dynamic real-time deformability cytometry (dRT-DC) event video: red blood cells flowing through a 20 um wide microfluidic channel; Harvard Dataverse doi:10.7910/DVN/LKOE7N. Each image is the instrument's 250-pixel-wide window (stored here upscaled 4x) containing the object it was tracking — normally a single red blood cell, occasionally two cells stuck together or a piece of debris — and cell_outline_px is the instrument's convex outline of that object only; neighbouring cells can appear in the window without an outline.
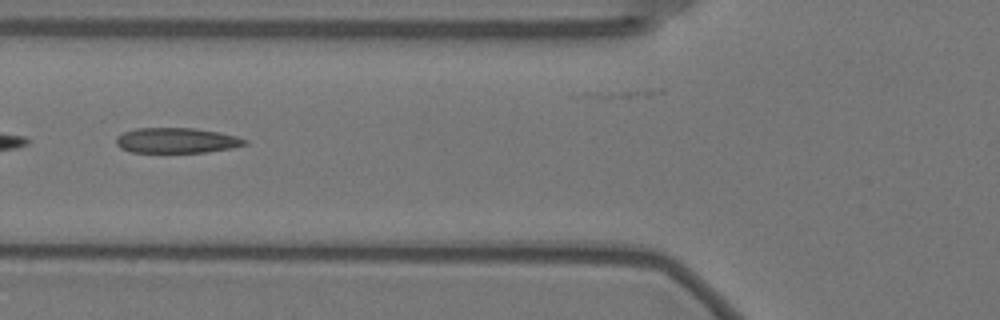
{"species": "Egyptian fruit bat (a non-hibernating species)", "species_latin": "Rousettus aegyptiacus", "temperature_condition": "warm", "stored_images_in_passage": 44, "camera_frame_rate_fps": 3000, "um_per_image_px": 0.085, "animal": {"sex": "female"}, "frame": {"image": 1, "passage_image": 8, "time_ms": 2.333, "image_size_px": [1000, 320], "cell_outline_px": [[248, 144], [232, 148], [208, 152], [132, 152], [120, 148], [116, 144], [116, 136], [124, 132], [136, 128], [192, 128], [220, 132], [236, 136], [248, 140]], "centroid_in_image_um": [15.02, 11.94], "position_along_channel_um": 110.8, "area_um2": 19.02}}
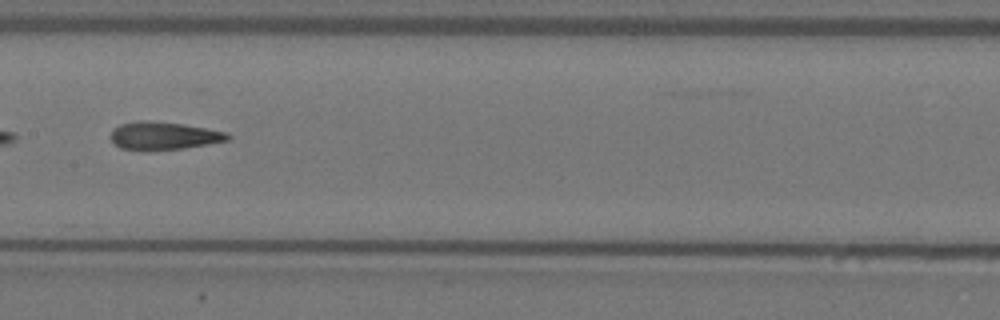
{"frame": {"image": 2, "passage_image": 15, "time_ms": 4.667, "image_size_px": [1000, 320], "cell_outline_px": [[232, 136], [228, 140], [184, 148], [120, 148], [112, 144], [108, 136], [112, 128], [120, 124], [136, 120], [148, 120], [184, 124], [228, 132]], "centroid_in_image_um": [13.87, 11.49], "position_along_channel_um": 193.5, "area_um2": 18.79}}
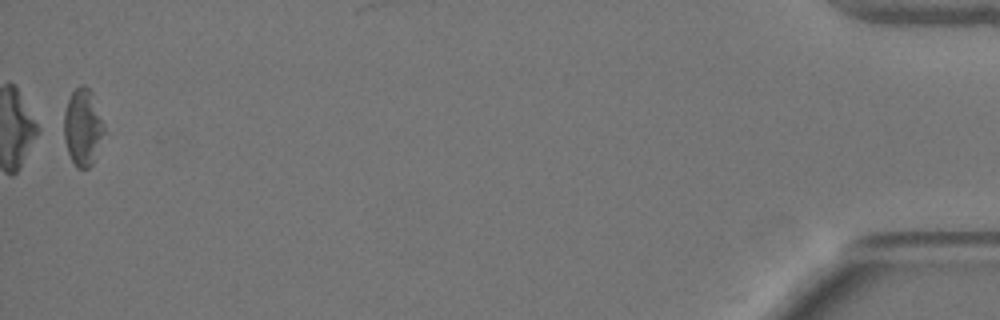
{"frame": {"image": 3, "passage_image": 43, "time_ms": 14.0, "image_size_px": [1000, 320], "cell_outline_px": [[104, 132], [92, 164], [88, 168], [76, 168], [68, 152], [64, 140], [64, 112], [68, 100], [72, 92], [80, 84], [84, 84], [92, 92], [104, 124]], "centroid_in_image_um": [7.02, 10.8], "position_along_channel_um": 428.2, "area_um2": 17.86}, "authors_computed_cell_mechanics": {"area_um2": 19.2185, "velocity_mm_per_s": 3.5206, "shape_relaxation_time_tau1_ms": null, "shape_relaxation_time_tau2_ms": 3.5985, "deformation_change_tau1": null, "deformation_change_tau2": 0.1233}}